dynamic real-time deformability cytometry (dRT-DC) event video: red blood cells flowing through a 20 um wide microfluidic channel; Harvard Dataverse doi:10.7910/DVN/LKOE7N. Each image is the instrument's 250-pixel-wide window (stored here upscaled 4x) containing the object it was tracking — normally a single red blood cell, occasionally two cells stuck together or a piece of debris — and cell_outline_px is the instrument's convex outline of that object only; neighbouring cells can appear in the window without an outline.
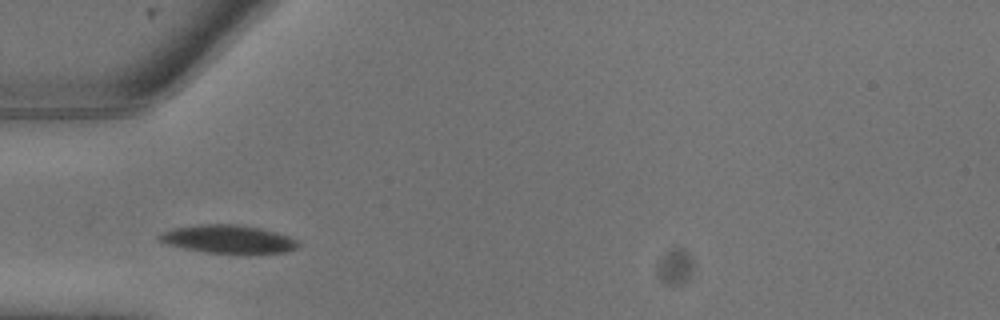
{"species": "common noctule bat (a hibernating species)", "species_latin": "Nyctalus noctula", "temperature_condition": "warm", "stored_images_in_passage": 2, "camera_frame_rate_fps": 3000, "um_per_image_px": 0.085, "animal": {"sex": "male", "body_mass_g": 13.3}, "frame": {"image": 1, "passage_image": 1, "time_ms": 0.0, "image_size_px": [1000, 320], "cell_outline_px": [[300, 244], [296, 248], [284, 252], [248, 256], [208, 252], [168, 244], [160, 240], [156, 236], [172, 228], [200, 224], [244, 224], [276, 232], [288, 236], [296, 240]], "centroid_in_image_um": [19.47, 20.35], "position_along_channel_um": 65.5, "area_um2": 23.29}}